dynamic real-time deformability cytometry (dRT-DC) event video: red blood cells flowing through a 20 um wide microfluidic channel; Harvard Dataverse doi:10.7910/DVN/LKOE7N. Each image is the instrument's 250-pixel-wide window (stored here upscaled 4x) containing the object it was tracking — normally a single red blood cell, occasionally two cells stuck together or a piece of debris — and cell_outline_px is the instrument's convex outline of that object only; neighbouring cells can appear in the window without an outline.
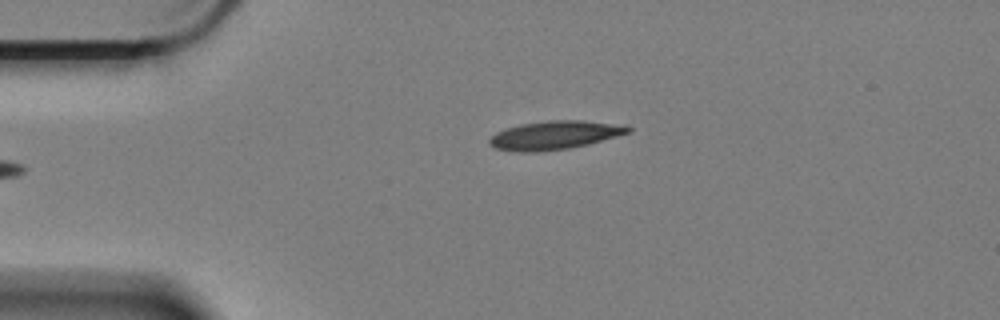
{"species": "Egyptian fruit bat (a non-hibernating species)", "species_latin": "Rousettus aegyptiacus", "temperature_condition": "cold", "stored_images_in_passage": 39, "camera_frame_rate_fps": 3000, "um_per_image_px": 0.085, "animal": {"sex": "female"}, "frame": {"image": 1, "passage_image": 1, "time_ms": 0.0, "image_size_px": [1000, 320], "cell_outline_px": [[632, 128], [628, 132], [616, 136], [588, 144], [568, 148], [536, 152], [516, 152], [496, 148], [488, 140], [496, 132], [504, 128], [520, 124], [548, 120], [584, 120], [624, 124]], "centroid_in_image_um": [47.15, 11.47], "position_along_channel_um": 37.9, "area_um2": 23.06}}
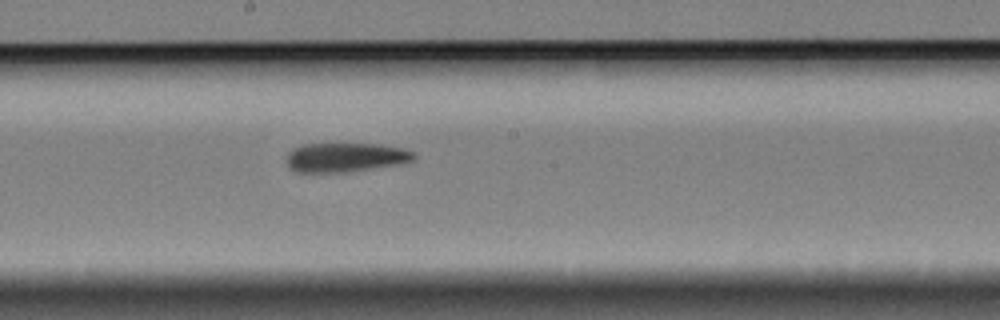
{"frame": {"image": 2, "passage_image": 20, "time_ms": 6.333, "image_size_px": [1000, 320], "cell_outline_px": [[416, 156], [412, 160], [396, 164], [344, 172], [296, 172], [288, 168], [288, 152], [292, 148], [304, 144], [380, 144], [404, 148], [416, 152]], "centroid_in_image_um": [29.35, 13.36], "position_along_channel_um": 218.8, "area_um2": 21.5}}
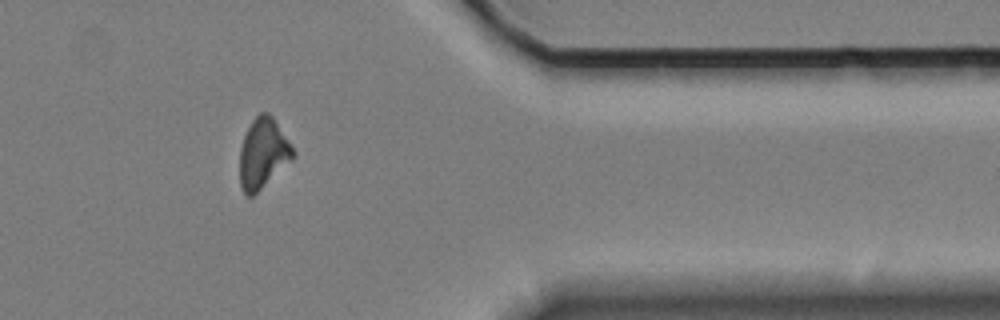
{"frame": {"image": 3, "passage_image": 37, "time_ms": 12.0, "image_size_px": [1000, 320], "cell_outline_px": [[296, 156], [292, 160], [252, 196], [244, 196], [240, 188], [240, 148], [244, 136], [252, 120], [260, 112], [268, 112], [272, 116], [292, 144], [296, 152]], "centroid_in_image_um": [22.37, 13.03], "position_along_channel_um": 389.0, "area_um2": 21.85}, "authors_computed_cell_mechanics": {"area_um2": 22.3686, "velocity_mm_per_s": 3.3234, "shape_relaxation_time_tau1_ms": 4.2096, "shape_relaxation_time_tau2_ms": 6.5781, "deformation_change_tau1": 0.1469, "deformation_change_tau2": 0.1601}}